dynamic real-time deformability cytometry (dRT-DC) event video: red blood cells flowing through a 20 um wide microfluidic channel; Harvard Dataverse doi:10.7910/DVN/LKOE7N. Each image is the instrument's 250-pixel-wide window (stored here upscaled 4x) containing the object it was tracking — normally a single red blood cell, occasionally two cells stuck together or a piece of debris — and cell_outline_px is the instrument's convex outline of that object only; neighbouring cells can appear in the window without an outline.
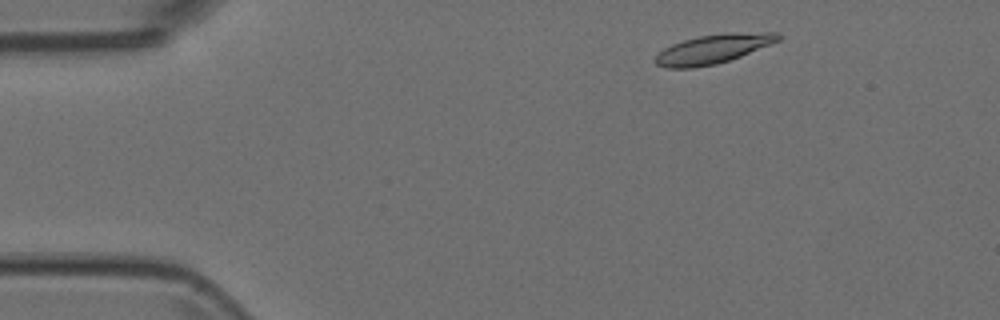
{"species": "Egyptian fruit bat (a non-hibernating species)", "species_latin": "Rousettus aegyptiacus", "temperature_condition": "room temperature", "stored_images_in_passage": 8, "camera_frame_rate_fps": 3000, "um_per_image_px": 0.085, "animal": {"sex": "female"}, "frame": {"image": 1, "passage_image": 1, "time_ms": 0.0, "image_size_px": [1000, 320], "cell_outline_px": [[784, 36], [780, 40], [740, 56], [716, 64], [692, 68], [664, 68], [656, 64], [652, 60], [664, 48], [672, 44], [684, 40], [700, 36], [724, 32], [780, 32]], "centroid_in_image_um": [60.63, 4.15], "position_along_channel_um": 24.4, "area_um2": 20.98}}
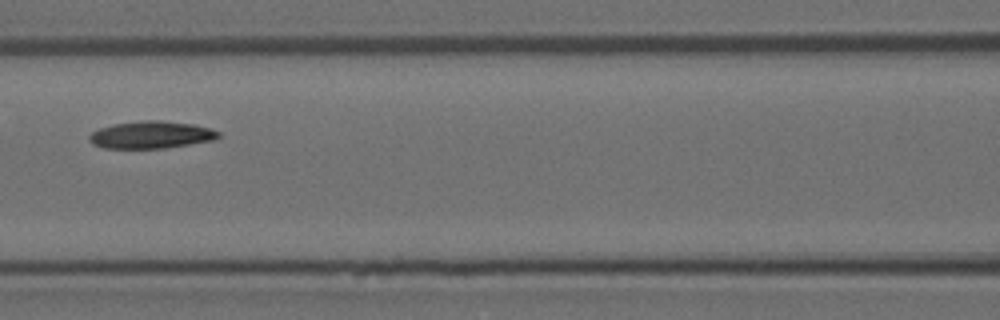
{"frame": {"image": 2, "passage_image": 5, "time_ms": 1.333, "image_size_px": [1000, 320], "cell_outline_px": [[220, 136], [216, 140], [164, 148], [104, 148], [92, 144], [88, 140], [88, 136], [92, 132], [100, 128], [112, 124], [140, 120], [160, 120], [196, 124], [220, 132]], "centroid_in_image_um": [12.85, 11.45], "position_along_channel_um": 153.8, "area_um2": 20.75}}
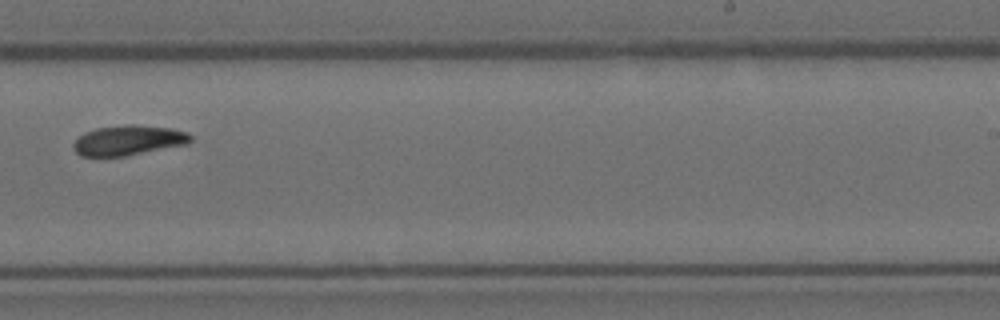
{"frame": {"image": 3, "passage_image": 8, "time_ms": 2.333, "image_size_px": [1000, 320], "cell_outline_px": [[192, 140], [188, 144], [124, 156], [80, 156], [72, 148], [72, 144], [84, 132], [96, 128], [128, 124], [132, 124], [172, 128], [188, 132], [192, 136]], "centroid_in_image_um": [10.92, 11.92], "position_along_channel_um": 278.1, "area_um2": 20.58}}